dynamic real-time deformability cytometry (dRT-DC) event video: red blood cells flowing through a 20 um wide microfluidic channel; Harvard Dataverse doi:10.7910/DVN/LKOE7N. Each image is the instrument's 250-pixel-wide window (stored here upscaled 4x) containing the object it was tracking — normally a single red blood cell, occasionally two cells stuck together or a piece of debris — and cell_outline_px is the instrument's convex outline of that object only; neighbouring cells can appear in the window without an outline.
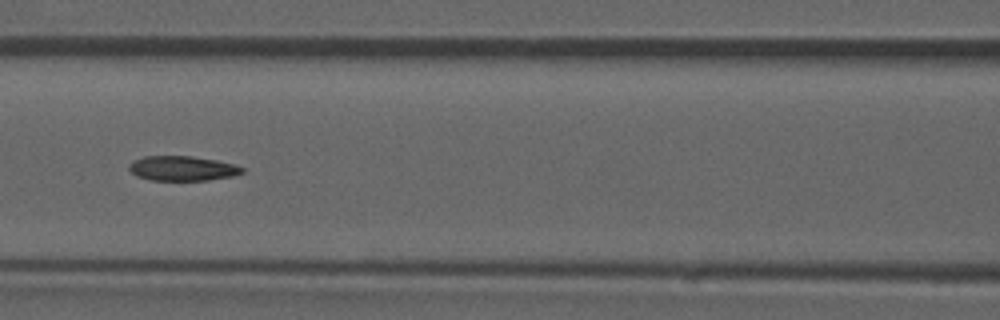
{"species": "common noctule bat (a hibernating species)", "species_latin": "Nyctalus noctula", "temperature_condition": "room temperature", "stored_images_in_passage": 52, "camera_frame_rate_fps": 3000, "um_per_image_px": 0.085, "animal": {"sex": "male", "forearm_length_mm": 52.5}, "frame": {"image": 1, "passage_image": 23, "time_ms": 7.333, "image_size_px": [1000, 320], "cell_outline_px": [[244, 172], [232, 176], [208, 180], [152, 180], [136, 176], [128, 168], [128, 164], [132, 160], [144, 156], [192, 156], [216, 160], [236, 164], [244, 168]], "centroid_in_image_um": [15.49, 14.3], "position_along_channel_um": 151.1, "area_um2": 16.42}, "authors_computed_cell_mechanics": {"area_um2": 17.1955, "velocity_mm_per_s": 3.9239, "shape_relaxation_time_tau1_ms": null, "shape_relaxation_time_tau2_ms": 4.1032, "deformation_change_tau1": null, "deformation_change_tau2": 0.0924}}